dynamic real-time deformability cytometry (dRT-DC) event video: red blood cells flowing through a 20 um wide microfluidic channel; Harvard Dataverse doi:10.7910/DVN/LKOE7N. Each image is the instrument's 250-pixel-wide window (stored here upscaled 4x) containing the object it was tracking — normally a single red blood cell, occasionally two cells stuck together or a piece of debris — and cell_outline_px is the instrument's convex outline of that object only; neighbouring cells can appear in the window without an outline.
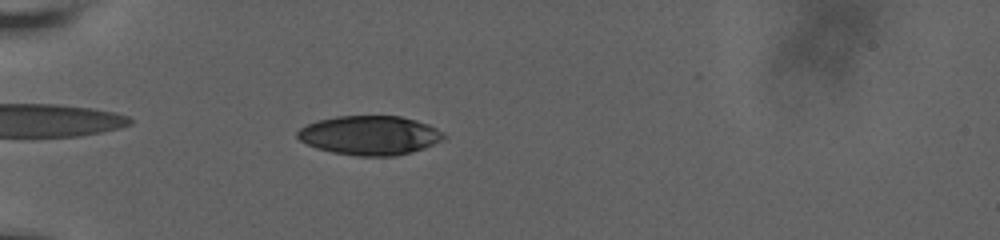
{"species": "human", "species_latin": "Homo sapiens", "temperature_condition": "room temperature", "stored_images_in_passage": 18, "camera_frame_rate_fps": 3000, "um_per_image_px": 0.085, "donor": {"sex": "male"}, "frame": {"image": 1, "passage_image": 8, "time_ms": 3.0, "image_size_px": [1000, 240], "cell_outline_px": [[448, 136], [424, 148], [412, 152], [396, 156], [360, 156], [332, 152], [316, 148], [300, 140], [296, 136], [296, 132], [300, 128], [316, 120], [336, 116], [400, 116], [416, 120], [428, 124], [444, 132]], "centroid_in_image_um": [31.43, 11.5], "position_along_channel_um": 53.6, "area_um2": 33.47}}
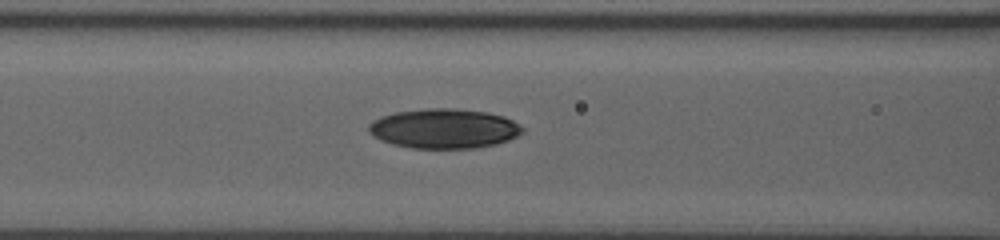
{"frame": {"image": 2, "passage_image": 14, "time_ms": 5.667, "image_size_px": [1000, 240], "cell_outline_px": [[524, 132], [508, 140], [496, 144], [476, 148], [412, 148], [392, 144], [380, 140], [372, 136], [368, 132], [368, 124], [372, 120], [380, 116], [396, 112], [424, 108], [456, 108], [488, 112], [504, 116], [512, 120], [524, 128]], "centroid_in_image_um": [37.72, 10.92], "position_along_channel_um": 128.9, "area_um2": 35.89}}
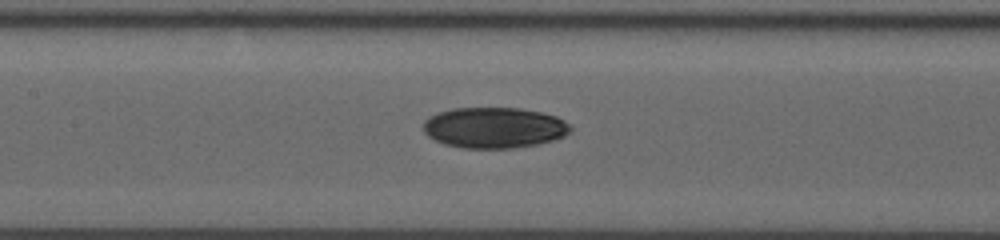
{"frame": {"image": 3, "passage_image": 17, "time_ms": 6.667, "image_size_px": [1000, 240], "cell_outline_px": [[572, 128], [564, 136], [552, 140], [536, 144], [512, 148], [464, 148], [444, 144], [428, 136], [424, 132], [424, 120], [440, 112], [452, 108], [520, 108], [540, 112], [556, 116], [564, 120]], "centroid_in_image_um": [42.0, 10.85], "position_along_channel_um": 165.4, "area_um2": 34.74}}